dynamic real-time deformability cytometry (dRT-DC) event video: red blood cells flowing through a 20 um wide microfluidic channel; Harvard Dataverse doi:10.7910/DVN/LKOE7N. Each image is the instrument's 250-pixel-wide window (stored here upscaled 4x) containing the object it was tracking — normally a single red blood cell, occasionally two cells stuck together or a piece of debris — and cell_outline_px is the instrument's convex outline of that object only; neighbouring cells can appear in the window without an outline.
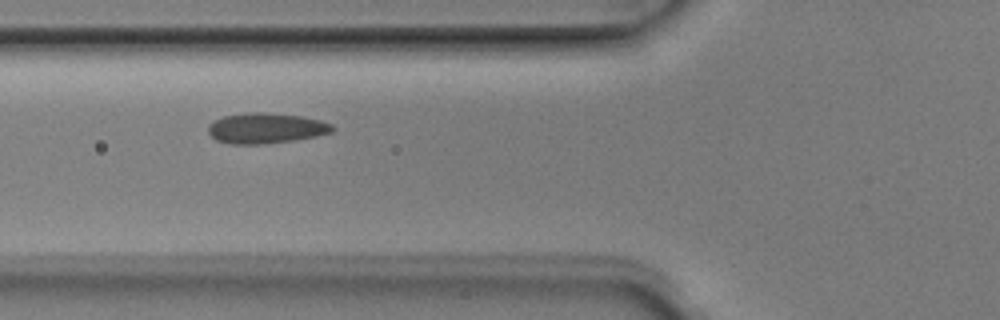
{"species": "Egyptian fruit bat (a non-hibernating species)", "species_latin": "Rousettus aegyptiacus", "temperature_condition": "room temperature", "stored_images_in_passage": 8, "camera_frame_rate_fps": 3000, "um_per_image_px": 0.085, "animal": {"sex": "male"}, "frame": {"image": 1, "passage_image": 5, "time_ms": 1.333, "image_size_px": [1000, 320], "cell_outline_px": [[336, 128], [332, 132], [316, 136], [292, 140], [264, 144], [232, 144], [216, 140], [208, 132], [208, 124], [224, 116], [248, 112], [264, 112], [300, 116], [320, 120], [332, 124]], "centroid_in_image_um": [22.61, 10.89], "position_along_channel_um": 103.2, "area_um2": 21.96}}
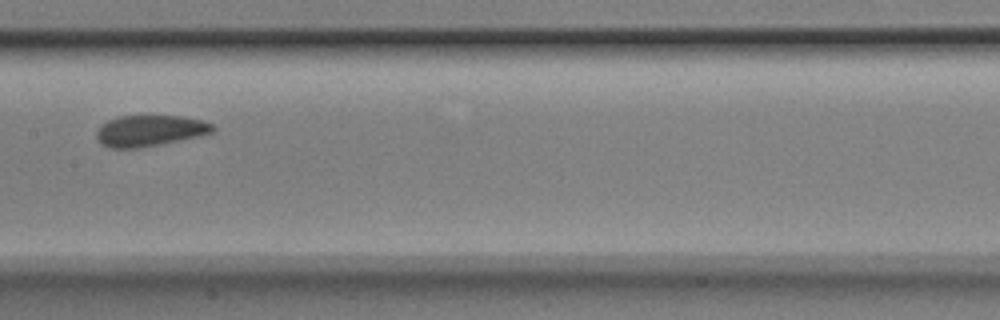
{"frame": {"image": 2, "passage_image": 7, "time_ms": 2.0, "image_size_px": [1000, 320], "cell_outline_px": [[216, 128], [212, 132], [200, 136], [160, 144], [136, 148], [112, 148], [100, 144], [96, 136], [96, 132], [108, 120], [116, 116], [180, 116], [200, 120], [212, 124]], "centroid_in_image_um": [12.72, 11.11], "position_along_channel_um": 194.7, "area_um2": 20.87}}
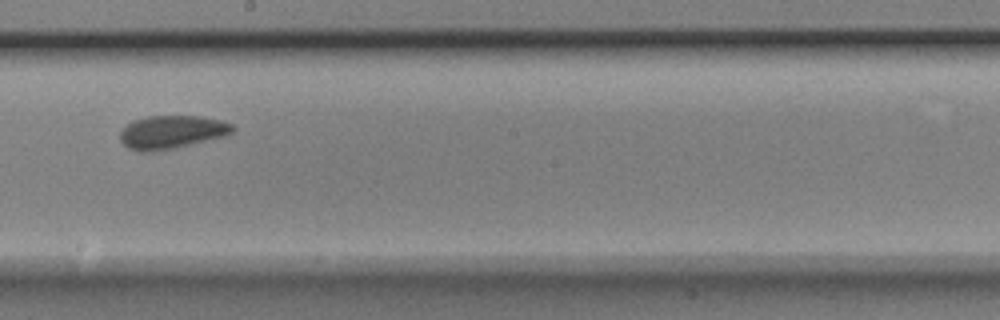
{"frame": {"image": 3, "passage_image": 8, "time_ms": 2.333, "image_size_px": [1000, 320], "cell_outline_px": [[236, 128], [232, 132], [224, 136], [176, 148], [152, 152], [140, 152], [128, 148], [120, 140], [120, 132], [132, 120], [148, 116], [200, 116], [220, 120], [232, 124]], "centroid_in_image_um": [14.58, 11.23], "position_along_channel_um": 233.6, "area_um2": 21.85}}